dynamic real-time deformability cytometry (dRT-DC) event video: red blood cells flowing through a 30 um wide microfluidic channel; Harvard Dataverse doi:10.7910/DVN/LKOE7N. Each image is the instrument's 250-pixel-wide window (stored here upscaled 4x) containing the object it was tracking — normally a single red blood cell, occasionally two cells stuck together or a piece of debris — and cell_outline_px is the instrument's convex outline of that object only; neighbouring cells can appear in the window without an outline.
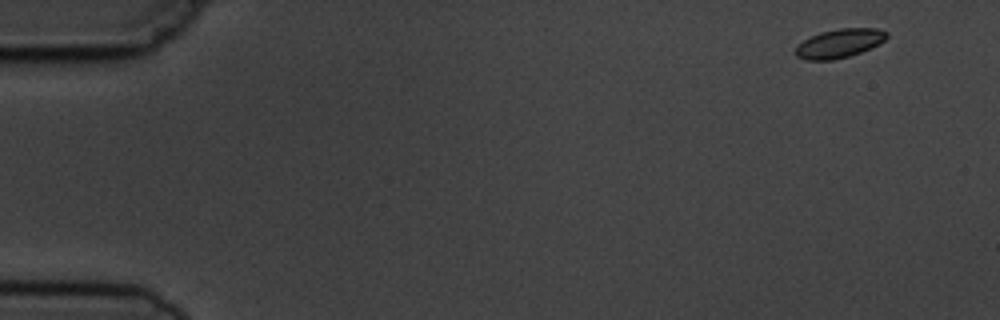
{"species": "common noctule bat (a hibernating species)", "species_latin": "Nyctalus noctula", "temperature_condition": "cold", "stored_images_in_passage": 4, "camera_frame_rate_fps": 3000, "um_per_image_px": 0.085, "animal": {"sex": "male", "body_mass_g": 19.5, "forearm_length_mm": 54.6}, "frame": {"image": 1, "passage_image": 1, "time_ms": 0.0, "image_size_px": [1000, 320], "cell_outline_px": [[888, 36], [884, 40], [860, 52], [848, 56], [832, 60], [808, 60], [796, 56], [792, 52], [796, 44], [820, 32], [840, 28], [876, 28], [888, 32]], "centroid_in_image_um": [71.28, 3.68], "position_along_channel_um": 13.7, "area_um2": 15.26}}
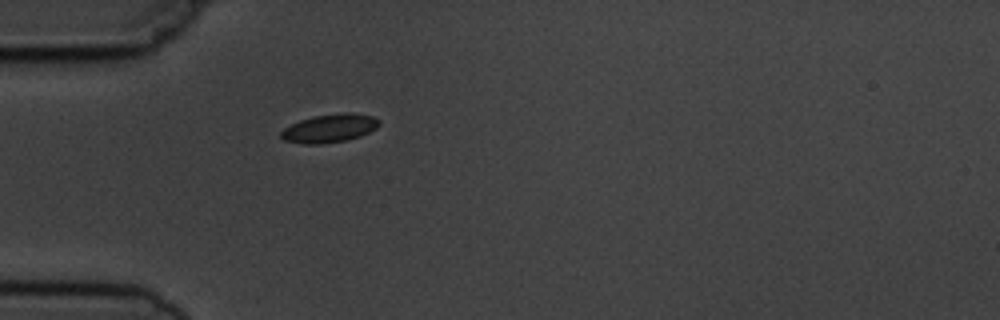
{"frame": {"image": 2, "passage_image": 4, "time_ms": 4.333, "image_size_px": [1000, 320], "cell_outline_px": [[380, 124], [376, 128], [360, 136], [348, 140], [320, 144], [304, 144], [284, 140], [280, 136], [280, 132], [284, 128], [300, 120], [312, 116], [344, 112], [352, 112], [372, 116], [380, 120]], "centroid_in_image_um": [28.02, 10.9], "position_along_channel_um": 57.0, "area_um2": 16.3}}